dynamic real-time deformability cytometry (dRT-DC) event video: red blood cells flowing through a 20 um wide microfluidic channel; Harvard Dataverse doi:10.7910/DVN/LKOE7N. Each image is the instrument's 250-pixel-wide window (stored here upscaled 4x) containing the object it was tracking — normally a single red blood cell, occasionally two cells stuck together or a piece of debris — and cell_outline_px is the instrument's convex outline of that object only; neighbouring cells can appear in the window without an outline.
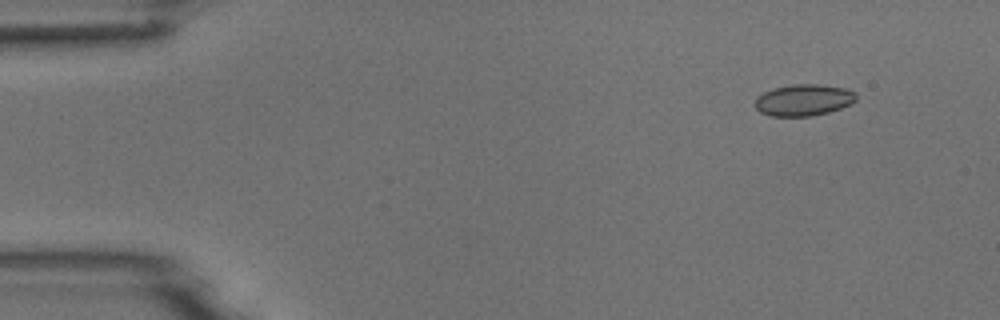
{"species": "common noctule bat (a hibernating species)", "species_latin": "Nyctalus noctula", "temperature_condition": "room temperature", "stored_images_in_passage": 4, "camera_frame_rate_fps": 3000, "um_per_image_px": 0.085, "animal": {"sex": "male", "body_mass_g": 18.8}, "frame": {"image": 1, "passage_image": 2, "time_ms": 0.333, "image_size_px": [1000, 320], "cell_outline_px": [[856, 100], [852, 104], [828, 112], [812, 116], [772, 116], [760, 112], [756, 108], [756, 96], [772, 88], [792, 84], [820, 84], [844, 88], [856, 92]], "centroid_in_image_um": [68.31, 8.49], "position_along_channel_um": 16.7, "area_um2": 18.67}}
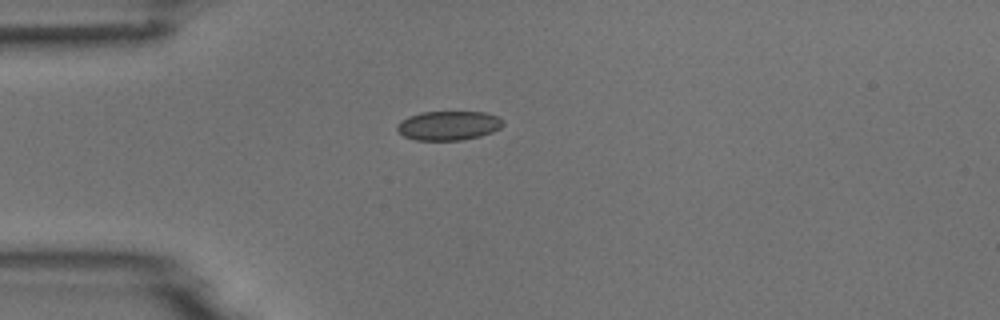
{"frame": {"image": 2, "passage_image": 4, "time_ms": 1.0, "image_size_px": [1000, 320], "cell_outline_px": [[504, 124], [500, 128], [492, 132], [480, 136], [464, 140], [416, 140], [404, 136], [396, 128], [396, 124], [400, 120], [408, 116], [420, 112], [484, 112], [500, 116], [504, 120]], "centroid_in_image_um": [38.14, 10.66], "position_along_channel_um": 46.9, "area_um2": 18.26}}